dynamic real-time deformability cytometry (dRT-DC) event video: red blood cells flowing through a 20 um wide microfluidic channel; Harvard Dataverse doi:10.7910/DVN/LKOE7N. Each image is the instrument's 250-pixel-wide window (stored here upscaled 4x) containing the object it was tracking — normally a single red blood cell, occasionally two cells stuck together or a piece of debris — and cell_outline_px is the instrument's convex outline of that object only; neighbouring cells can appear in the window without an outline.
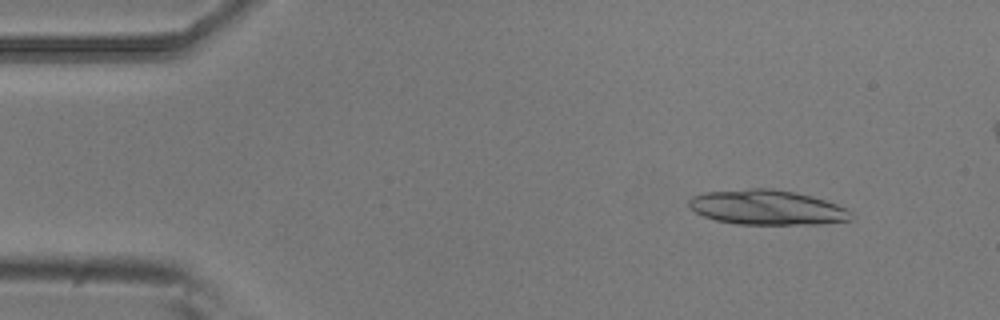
{"species": "common noctule bat (a hibernating species)", "species_latin": "Nyctalus noctula", "temperature_condition": "room temperature", "stored_images_in_passage": 5, "camera_frame_rate_fps": 3000, "um_per_image_px": 0.085, "animal": {"sex": "male", "body_mass_g": 20.5, "forearm_length_mm": 52.5}, "frame": {"image": 1, "passage_image": 2, "time_ms": 0.333, "image_size_px": [1000, 320], "cell_outline_px": [[852, 220], [820, 224], [736, 224], [716, 220], [704, 216], [696, 212], [688, 204], [688, 200], [692, 196], [704, 192], [748, 188], [772, 188], [796, 192], [812, 196], [836, 204], [852, 212]], "centroid_in_image_um": [65.2, 17.62], "position_along_channel_um": 19.8, "area_um2": 33.0}}